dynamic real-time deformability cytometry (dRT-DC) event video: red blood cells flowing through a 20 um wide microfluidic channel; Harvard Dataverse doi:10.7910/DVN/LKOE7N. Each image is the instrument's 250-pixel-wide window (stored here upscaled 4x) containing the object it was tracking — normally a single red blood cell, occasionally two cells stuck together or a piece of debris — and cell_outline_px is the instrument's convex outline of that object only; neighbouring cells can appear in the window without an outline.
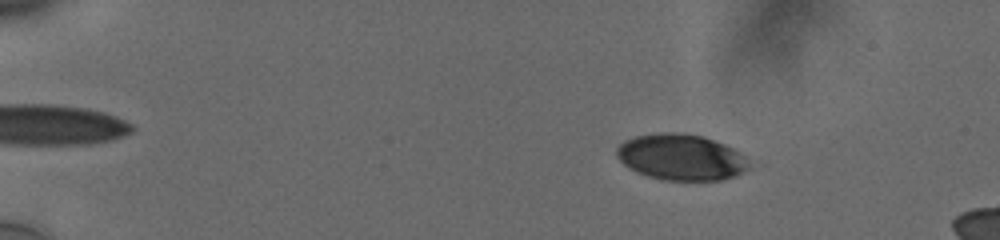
{"species": "human", "species_latin": "Homo sapiens", "temperature_condition": "cold", "stored_images_in_passage": 57, "camera_frame_rate_fps": 3000, "um_per_image_px": 0.085, "donor": {"sex": "male"}, "frame": {"image": 1, "passage_image": 10, "time_ms": 3.0, "image_size_px": [1000, 240], "cell_outline_px": [[748, 168], [736, 176], [720, 180], [664, 180], [648, 176], [636, 172], [624, 164], [616, 156], [616, 148], [624, 140], [636, 136], [656, 132], [680, 132], [704, 136], [724, 144], [732, 148], [744, 156], [748, 164]], "centroid_in_image_um": [57.86, 13.35], "position_along_channel_um": 27.1, "area_um2": 35.55}}
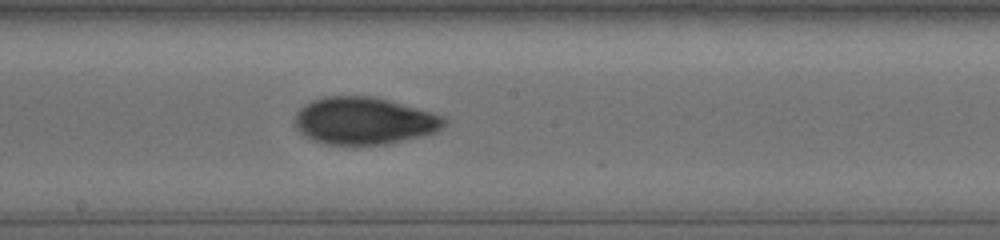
{"frame": {"image": 2, "passage_image": 34, "time_ms": 11.0, "image_size_px": [1000, 240], "cell_outline_px": [[448, 120], [436, 132], [420, 136], [384, 144], [324, 144], [312, 140], [304, 136], [296, 128], [296, 112], [300, 108], [312, 100], [328, 96], [372, 96], [388, 100], [432, 112], [444, 116]], "centroid_in_image_um": [30.93, 10.26], "position_along_channel_um": 217.3, "area_um2": 40.81}}
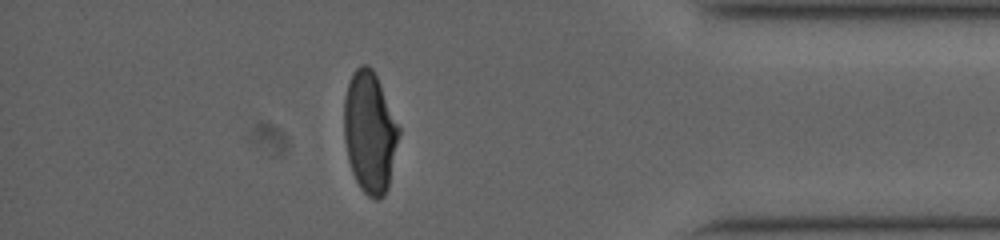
{"frame": {"image": 3, "passage_image": 51, "time_ms": 16.667, "image_size_px": [1000, 240], "cell_outline_px": [[400, 132], [388, 188], [384, 196], [376, 200], [368, 196], [360, 188], [352, 172], [348, 160], [344, 140], [344, 96], [352, 72], [360, 64], [368, 64], [372, 68], [380, 84], [400, 128]], "centroid_in_image_um": [31.42, 11.24], "position_along_channel_um": 403.8, "area_um2": 38.84}, "authors_computed_cell_mechanics": {"area_um2": 38.437, "velocity_mm_per_s": 3.7539, "shape_relaxation_time_tau1_ms": 4.8554, "shape_relaxation_time_tau2_ms": 1.9597, "deformation_change_tau1": 0.1659, "deformation_change_tau2": 0.0548}}